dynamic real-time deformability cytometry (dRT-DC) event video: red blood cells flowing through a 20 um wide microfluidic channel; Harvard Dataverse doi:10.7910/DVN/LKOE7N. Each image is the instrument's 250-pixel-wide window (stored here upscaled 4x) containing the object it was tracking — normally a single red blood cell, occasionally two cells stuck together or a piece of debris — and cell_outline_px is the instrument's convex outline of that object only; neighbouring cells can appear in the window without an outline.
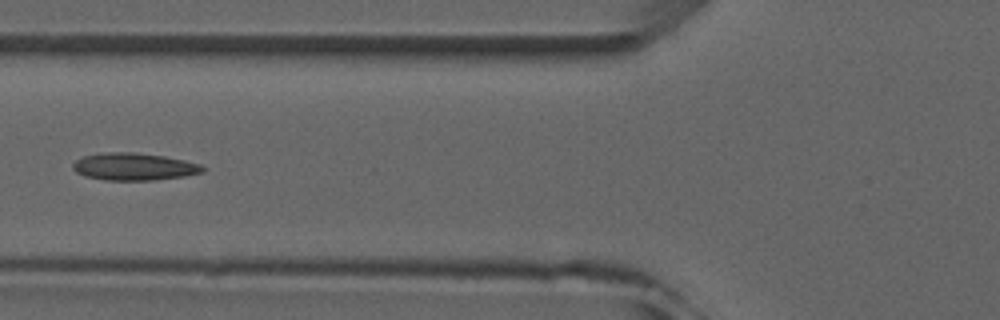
{"species": "common noctule bat (a hibernating species)", "species_latin": "Nyctalus noctula", "temperature_condition": "room temperature", "stored_images_in_passage": 7, "camera_frame_rate_fps": 3000, "um_per_image_px": 0.085, "animal": {"sex": "male", "forearm_length_mm": 52.5}, "frame": {"image": 1, "passage_image": 6, "time_ms": 6.0, "image_size_px": [1000, 320], "cell_outline_px": [[204, 172], [184, 176], [156, 180], [104, 180], [84, 176], [76, 172], [72, 168], [72, 164], [76, 160], [84, 156], [100, 152], [132, 152], [164, 156], [184, 160], [200, 164], [204, 168]], "centroid_in_image_um": [11.36, 14.16], "position_along_channel_um": 114.4, "area_um2": 20.75}}
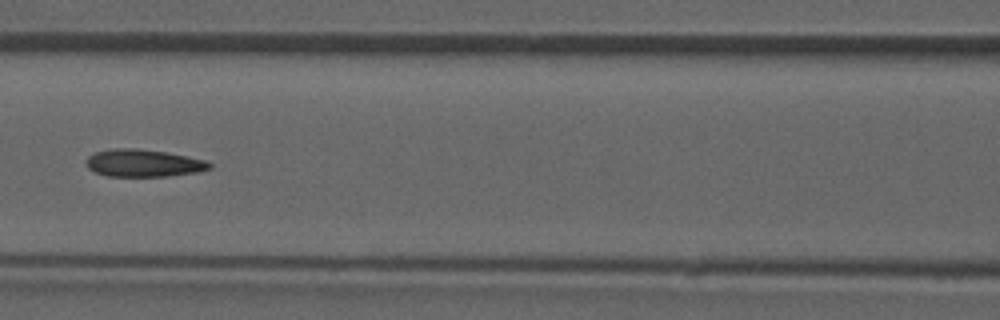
{"frame": {"image": 2, "passage_image": 7, "time_ms": 7.0, "image_size_px": [1000, 320], "cell_outline_px": [[212, 168], [200, 172], [168, 176], [108, 176], [96, 172], [88, 168], [84, 160], [88, 156], [96, 152], [112, 148], [136, 148], [164, 152], [208, 160], [212, 164]], "centroid_in_image_um": [12.21, 13.86], "position_along_channel_um": 154.4, "area_um2": 19.83}}